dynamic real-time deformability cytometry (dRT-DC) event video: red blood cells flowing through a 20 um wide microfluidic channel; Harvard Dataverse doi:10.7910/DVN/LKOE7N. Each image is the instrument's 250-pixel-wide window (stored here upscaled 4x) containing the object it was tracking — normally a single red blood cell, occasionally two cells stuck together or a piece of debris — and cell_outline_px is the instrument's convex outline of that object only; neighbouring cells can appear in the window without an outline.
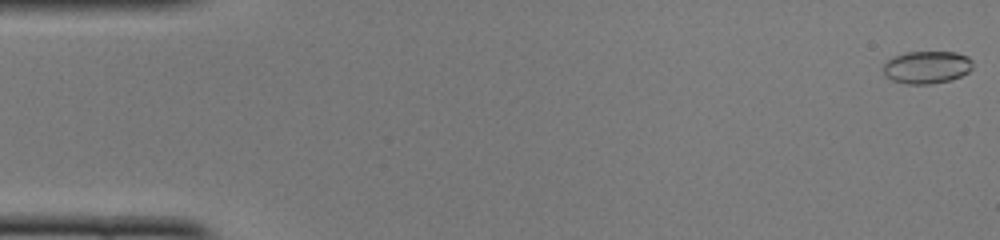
{"species": "common noctule bat (a hibernating species)", "species_latin": "Nyctalus noctula", "temperature_condition": "cold", "stored_images_in_passage": 49, "camera_frame_rate_fps": 3000, "um_per_image_px": 0.085, "animal": {"sex": "female", "body_mass_g": 22.0, "forearm_length_mm": 56.7}, "frame": {"image": 1, "passage_image": 1, "time_ms": 0.0, "image_size_px": [1000, 240], "cell_outline_px": [[972, 68], [968, 72], [952, 80], [928, 84], [904, 84], [892, 80], [884, 76], [884, 64], [892, 56], [904, 52], [956, 52], [968, 56], [972, 60]], "centroid_in_image_um": [78.77, 5.71], "position_along_channel_um": 6.2, "area_um2": 17.17}}
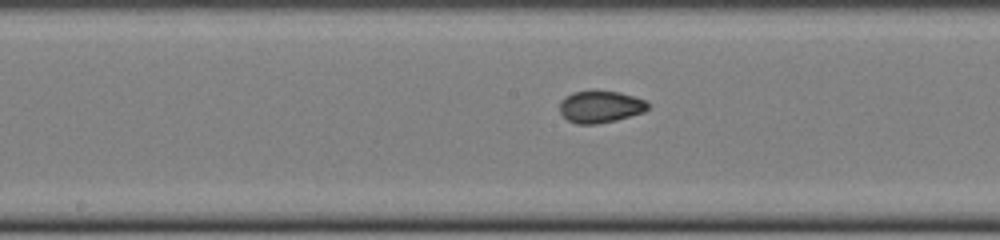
{"frame": {"image": 2, "passage_image": 25, "time_ms": 8.0, "image_size_px": [1000, 240], "cell_outline_px": [[648, 108], [644, 112], [616, 120], [596, 124], [576, 124], [568, 120], [560, 112], [560, 100], [564, 96], [572, 92], [592, 88], [620, 92], [648, 100]], "centroid_in_image_um": [51.02, 9.02], "position_along_channel_um": 197.2, "area_um2": 17.05}}
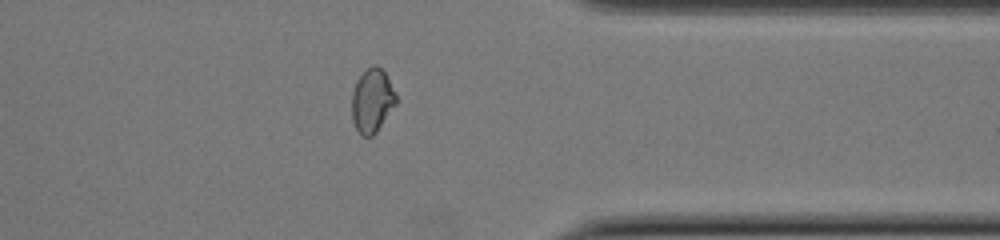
{"frame": {"image": 3, "passage_image": 39, "time_ms": 12.667, "image_size_px": [1000, 240], "cell_outline_px": [[396, 104], [376, 132], [372, 136], [360, 136], [352, 120], [352, 92], [356, 80], [372, 64], [376, 64], [384, 72], [396, 92]], "centroid_in_image_um": [31.62, 8.56], "position_along_channel_um": 379.8, "area_um2": 16.42}, "authors_computed_cell_mechanics": {"area_um2": 16.5886, "velocity_mm_per_s": 4.1096, "shape_relaxation_time_tau1_ms": null, "shape_relaxation_time_tau2_ms": 0.9349, "deformation_change_tau1": null, "deformation_change_tau2": 0.0405}}